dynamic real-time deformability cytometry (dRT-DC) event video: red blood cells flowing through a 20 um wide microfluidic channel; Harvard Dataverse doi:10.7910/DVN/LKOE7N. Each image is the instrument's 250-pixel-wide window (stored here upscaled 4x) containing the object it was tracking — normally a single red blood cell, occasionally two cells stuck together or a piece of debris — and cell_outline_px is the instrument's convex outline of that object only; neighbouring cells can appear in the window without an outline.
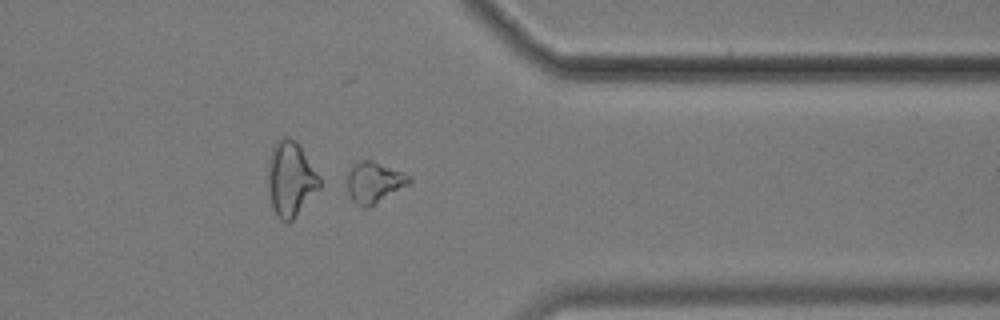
{"species": "common noctule bat (a hibernating species)", "species_latin": "Nyctalus noctula", "temperature_condition": "cold", "stored_images_in_passage": 55, "segment_of_instrument_passage": [2, 2], "camera_frame_rate_fps": 3000, "um_per_image_px": 0.085, "animal": {"sex": "male", "body_mass_g": 17.9}, "frame": {"image": 1, "passage_image": 45, "time_ms": 14.667, "image_size_px": [1000, 320], "cell_outline_px": [[412, 180], [408, 184], [368, 208], [364, 208], [352, 200], [348, 192], [348, 172], [360, 160], [372, 160], [404, 172], [412, 176]], "centroid_in_image_um": [31.83, 15.49], "position_along_channel_um": 379.6, "area_um2": 14.57}}